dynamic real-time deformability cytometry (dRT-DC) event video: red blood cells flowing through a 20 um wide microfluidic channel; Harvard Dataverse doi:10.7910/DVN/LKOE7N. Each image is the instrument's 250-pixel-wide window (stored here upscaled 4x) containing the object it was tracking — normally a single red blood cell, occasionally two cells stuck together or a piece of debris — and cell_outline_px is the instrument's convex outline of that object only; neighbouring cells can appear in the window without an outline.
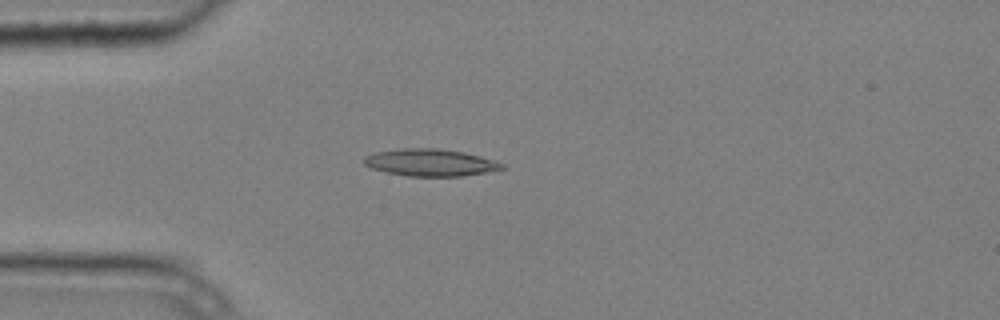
{"species": "common noctule bat (a hibernating species)", "species_latin": "Nyctalus noctula", "temperature_condition": "cold", "stored_images_in_passage": 1, "camera_frame_rate_fps": 3000, "um_per_image_px": 0.085, "animal": {"sex": "male", "body_mass_g": 20.4}, "frame": {"image": 1, "passage_image": 1, "time_ms": 0.0, "image_size_px": [1000, 320], "cell_outline_px": [[504, 168], [484, 172], [460, 176], [408, 176], [384, 172], [372, 168], [364, 164], [364, 156], [376, 152], [404, 148], [436, 148], [464, 152], [480, 156], [504, 164]], "centroid_in_image_um": [36.53, 13.81], "position_along_channel_um": 48.5, "area_um2": 21.56}}